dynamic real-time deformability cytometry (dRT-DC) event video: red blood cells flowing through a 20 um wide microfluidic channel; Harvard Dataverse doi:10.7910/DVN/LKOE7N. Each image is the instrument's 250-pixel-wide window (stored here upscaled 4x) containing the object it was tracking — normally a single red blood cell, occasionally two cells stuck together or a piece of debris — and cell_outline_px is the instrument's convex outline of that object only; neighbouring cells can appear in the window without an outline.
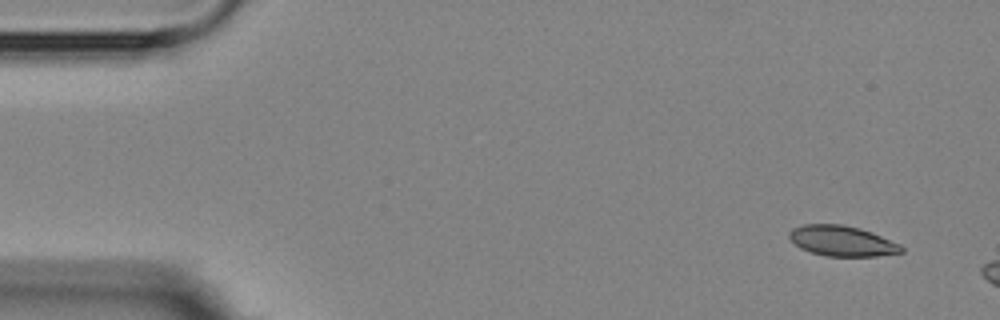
{"species": "Egyptian fruit bat (a non-hibernating species)", "species_latin": "Rousettus aegyptiacus", "temperature_condition": "room temperature", "stored_images_in_passage": 3, "camera_frame_rate_fps": 3000, "um_per_image_px": 0.085, "animal": {"sex": "female"}, "frame": {"image": 1, "passage_image": 1, "time_ms": 0.0, "image_size_px": [1000, 320], "cell_outline_px": [[904, 252], [876, 256], [824, 256], [800, 248], [788, 236], [788, 232], [792, 228], [804, 224], [840, 224], [860, 228], [872, 232], [900, 244], [904, 248]], "centroid_in_image_um": [71.58, 20.48], "position_along_channel_um": 13.4, "area_um2": 19.88}}